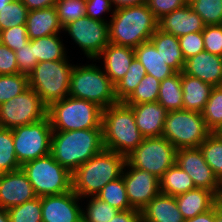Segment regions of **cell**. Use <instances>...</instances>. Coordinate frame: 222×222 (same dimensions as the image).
I'll return each mask as SVG.
<instances>
[{
    "label": "cell",
    "mask_w": 222,
    "mask_h": 222,
    "mask_svg": "<svg viewBox=\"0 0 222 222\" xmlns=\"http://www.w3.org/2000/svg\"><path fill=\"white\" fill-rule=\"evenodd\" d=\"M103 149L102 128L52 131L50 154L70 173Z\"/></svg>",
    "instance_id": "6da1fadb"
},
{
    "label": "cell",
    "mask_w": 222,
    "mask_h": 222,
    "mask_svg": "<svg viewBox=\"0 0 222 222\" xmlns=\"http://www.w3.org/2000/svg\"><path fill=\"white\" fill-rule=\"evenodd\" d=\"M109 20L110 43L133 49L150 41L158 29V20L147 4L115 9Z\"/></svg>",
    "instance_id": "7a4b0ae2"
},
{
    "label": "cell",
    "mask_w": 222,
    "mask_h": 222,
    "mask_svg": "<svg viewBox=\"0 0 222 222\" xmlns=\"http://www.w3.org/2000/svg\"><path fill=\"white\" fill-rule=\"evenodd\" d=\"M126 157L103 149L72 173V190L81 198L96 196L109 182L121 177Z\"/></svg>",
    "instance_id": "3957f363"
},
{
    "label": "cell",
    "mask_w": 222,
    "mask_h": 222,
    "mask_svg": "<svg viewBox=\"0 0 222 222\" xmlns=\"http://www.w3.org/2000/svg\"><path fill=\"white\" fill-rule=\"evenodd\" d=\"M104 149L127 157L144 140L133 109L124 102L110 105L102 113Z\"/></svg>",
    "instance_id": "277c9868"
},
{
    "label": "cell",
    "mask_w": 222,
    "mask_h": 222,
    "mask_svg": "<svg viewBox=\"0 0 222 222\" xmlns=\"http://www.w3.org/2000/svg\"><path fill=\"white\" fill-rule=\"evenodd\" d=\"M94 61L90 64H74L70 77L69 96L95 103L104 110L118 103L115 85L101 66Z\"/></svg>",
    "instance_id": "5b68a950"
},
{
    "label": "cell",
    "mask_w": 222,
    "mask_h": 222,
    "mask_svg": "<svg viewBox=\"0 0 222 222\" xmlns=\"http://www.w3.org/2000/svg\"><path fill=\"white\" fill-rule=\"evenodd\" d=\"M103 109L70 96L52 103L47 110L53 131L102 128Z\"/></svg>",
    "instance_id": "8992f818"
},
{
    "label": "cell",
    "mask_w": 222,
    "mask_h": 222,
    "mask_svg": "<svg viewBox=\"0 0 222 222\" xmlns=\"http://www.w3.org/2000/svg\"><path fill=\"white\" fill-rule=\"evenodd\" d=\"M65 60L39 62L28 76V85L49 107L69 96L70 77L74 64Z\"/></svg>",
    "instance_id": "52a82bcc"
},
{
    "label": "cell",
    "mask_w": 222,
    "mask_h": 222,
    "mask_svg": "<svg viewBox=\"0 0 222 222\" xmlns=\"http://www.w3.org/2000/svg\"><path fill=\"white\" fill-rule=\"evenodd\" d=\"M37 197L60 195L72 190V173L48 155L21 166Z\"/></svg>",
    "instance_id": "ba28073f"
},
{
    "label": "cell",
    "mask_w": 222,
    "mask_h": 222,
    "mask_svg": "<svg viewBox=\"0 0 222 222\" xmlns=\"http://www.w3.org/2000/svg\"><path fill=\"white\" fill-rule=\"evenodd\" d=\"M210 133L200 112L183 109L167 113L162 136L179 149L199 147Z\"/></svg>",
    "instance_id": "9c48e42d"
},
{
    "label": "cell",
    "mask_w": 222,
    "mask_h": 222,
    "mask_svg": "<svg viewBox=\"0 0 222 222\" xmlns=\"http://www.w3.org/2000/svg\"><path fill=\"white\" fill-rule=\"evenodd\" d=\"M175 161L176 148L163 136L144 138L126 157L130 166L148 171L158 179Z\"/></svg>",
    "instance_id": "30bf717a"
},
{
    "label": "cell",
    "mask_w": 222,
    "mask_h": 222,
    "mask_svg": "<svg viewBox=\"0 0 222 222\" xmlns=\"http://www.w3.org/2000/svg\"><path fill=\"white\" fill-rule=\"evenodd\" d=\"M52 131L48 116L39 122L12 129L15 154L21 166L50 153Z\"/></svg>",
    "instance_id": "8fae6325"
},
{
    "label": "cell",
    "mask_w": 222,
    "mask_h": 222,
    "mask_svg": "<svg viewBox=\"0 0 222 222\" xmlns=\"http://www.w3.org/2000/svg\"><path fill=\"white\" fill-rule=\"evenodd\" d=\"M48 107L30 87L0 105V127L13 129L47 117Z\"/></svg>",
    "instance_id": "7c38bea8"
},
{
    "label": "cell",
    "mask_w": 222,
    "mask_h": 222,
    "mask_svg": "<svg viewBox=\"0 0 222 222\" xmlns=\"http://www.w3.org/2000/svg\"><path fill=\"white\" fill-rule=\"evenodd\" d=\"M63 33L70 36L90 62L110 43L108 22L94 20L89 16L67 24Z\"/></svg>",
    "instance_id": "4fadbf2b"
},
{
    "label": "cell",
    "mask_w": 222,
    "mask_h": 222,
    "mask_svg": "<svg viewBox=\"0 0 222 222\" xmlns=\"http://www.w3.org/2000/svg\"><path fill=\"white\" fill-rule=\"evenodd\" d=\"M175 162L190 175L196 188L212 191L217 197L220 195L222 183L206 163L199 147L176 149Z\"/></svg>",
    "instance_id": "5bb4252c"
},
{
    "label": "cell",
    "mask_w": 222,
    "mask_h": 222,
    "mask_svg": "<svg viewBox=\"0 0 222 222\" xmlns=\"http://www.w3.org/2000/svg\"><path fill=\"white\" fill-rule=\"evenodd\" d=\"M123 177L127 199L133 209L141 211L160 193L159 179L150 172L137 169L125 162Z\"/></svg>",
    "instance_id": "9a60e30c"
},
{
    "label": "cell",
    "mask_w": 222,
    "mask_h": 222,
    "mask_svg": "<svg viewBox=\"0 0 222 222\" xmlns=\"http://www.w3.org/2000/svg\"><path fill=\"white\" fill-rule=\"evenodd\" d=\"M82 203V199L73 190L60 195L43 196L42 221L76 222L82 217Z\"/></svg>",
    "instance_id": "2e32d148"
},
{
    "label": "cell",
    "mask_w": 222,
    "mask_h": 222,
    "mask_svg": "<svg viewBox=\"0 0 222 222\" xmlns=\"http://www.w3.org/2000/svg\"><path fill=\"white\" fill-rule=\"evenodd\" d=\"M37 195L25 172L20 168L4 172L0 176V207L9 209L13 206L35 199Z\"/></svg>",
    "instance_id": "e0dca14e"
},
{
    "label": "cell",
    "mask_w": 222,
    "mask_h": 222,
    "mask_svg": "<svg viewBox=\"0 0 222 222\" xmlns=\"http://www.w3.org/2000/svg\"><path fill=\"white\" fill-rule=\"evenodd\" d=\"M183 72L213 87L222 86V56L203 51L188 58Z\"/></svg>",
    "instance_id": "ac0fdd59"
},
{
    "label": "cell",
    "mask_w": 222,
    "mask_h": 222,
    "mask_svg": "<svg viewBox=\"0 0 222 222\" xmlns=\"http://www.w3.org/2000/svg\"><path fill=\"white\" fill-rule=\"evenodd\" d=\"M204 23L201 17L187 4L158 20V29L176 37L194 32H202Z\"/></svg>",
    "instance_id": "d6986e66"
},
{
    "label": "cell",
    "mask_w": 222,
    "mask_h": 222,
    "mask_svg": "<svg viewBox=\"0 0 222 222\" xmlns=\"http://www.w3.org/2000/svg\"><path fill=\"white\" fill-rule=\"evenodd\" d=\"M134 58L133 48L109 43L94 60L99 63L103 60L100 63L102 69L115 85L125 76Z\"/></svg>",
    "instance_id": "ffe728a7"
},
{
    "label": "cell",
    "mask_w": 222,
    "mask_h": 222,
    "mask_svg": "<svg viewBox=\"0 0 222 222\" xmlns=\"http://www.w3.org/2000/svg\"><path fill=\"white\" fill-rule=\"evenodd\" d=\"M128 106L133 109L136 125L145 138L162 136L168 111L158 101Z\"/></svg>",
    "instance_id": "44dd1931"
},
{
    "label": "cell",
    "mask_w": 222,
    "mask_h": 222,
    "mask_svg": "<svg viewBox=\"0 0 222 222\" xmlns=\"http://www.w3.org/2000/svg\"><path fill=\"white\" fill-rule=\"evenodd\" d=\"M25 25L29 40L63 33L55 6L30 10Z\"/></svg>",
    "instance_id": "7402d4cb"
},
{
    "label": "cell",
    "mask_w": 222,
    "mask_h": 222,
    "mask_svg": "<svg viewBox=\"0 0 222 222\" xmlns=\"http://www.w3.org/2000/svg\"><path fill=\"white\" fill-rule=\"evenodd\" d=\"M142 222H184L175 196L157 194L142 210Z\"/></svg>",
    "instance_id": "603a6c76"
},
{
    "label": "cell",
    "mask_w": 222,
    "mask_h": 222,
    "mask_svg": "<svg viewBox=\"0 0 222 222\" xmlns=\"http://www.w3.org/2000/svg\"><path fill=\"white\" fill-rule=\"evenodd\" d=\"M183 218L190 219L207 212L218 203V197L207 189L195 188L175 196Z\"/></svg>",
    "instance_id": "cb8c5ba5"
},
{
    "label": "cell",
    "mask_w": 222,
    "mask_h": 222,
    "mask_svg": "<svg viewBox=\"0 0 222 222\" xmlns=\"http://www.w3.org/2000/svg\"><path fill=\"white\" fill-rule=\"evenodd\" d=\"M181 84L183 91V109L202 112L207 103L213 86L196 77L181 72Z\"/></svg>",
    "instance_id": "d4e9b609"
},
{
    "label": "cell",
    "mask_w": 222,
    "mask_h": 222,
    "mask_svg": "<svg viewBox=\"0 0 222 222\" xmlns=\"http://www.w3.org/2000/svg\"><path fill=\"white\" fill-rule=\"evenodd\" d=\"M150 41L154 44L166 65H169L176 72L183 71L186 60L181 51L178 37L157 29Z\"/></svg>",
    "instance_id": "484cf974"
},
{
    "label": "cell",
    "mask_w": 222,
    "mask_h": 222,
    "mask_svg": "<svg viewBox=\"0 0 222 222\" xmlns=\"http://www.w3.org/2000/svg\"><path fill=\"white\" fill-rule=\"evenodd\" d=\"M135 58L145 68L147 74L152 75L159 81L172 76L176 71L169 65H166L160 53L151 41L141 43L134 48Z\"/></svg>",
    "instance_id": "4316f807"
},
{
    "label": "cell",
    "mask_w": 222,
    "mask_h": 222,
    "mask_svg": "<svg viewBox=\"0 0 222 222\" xmlns=\"http://www.w3.org/2000/svg\"><path fill=\"white\" fill-rule=\"evenodd\" d=\"M160 192L169 196H176L195 189V185L188 173L175 162L159 179Z\"/></svg>",
    "instance_id": "83f0119b"
},
{
    "label": "cell",
    "mask_w": 222,
    "mask_h": 222,
    "mask_svg": "<svg viewBox=\"0 0 222 222\" xmlns=\"http://www.w3.org/2000/svg\"><path fill=\"white\" fill-rule=\"evenodd\" d=\"M61 34L33 39L34 57L39 62L65 60L69 55Z\"/></svg>",
    "instance_id": "f1b7e54d"
},
{
    "label": "cell",
    "mask_w": 222,
    "mask_h": 222,
    "mask_svg": "<svg viewBox=\"0 0 222 222\" xmlns=\"http://www.w3.org/2000/svg\"><path fill=\"white\" fill-rule=\"evenodd\" d=\"M157 101L169 112L183 110L181 72H176L160 82Z\"/></svg>",
    "instance_id": "f546056e"
},
{
    "label": "cell",
    "mask_w": 222,
    "mask_h": 222,
    "mask_svg": "<svg viewBox=\"0 0 222 222\" xmlns=\"http://www.w3.org/2000/svg\"><path fill=\"white\" fill-rule=\"evenodd\" d=\"M199 148L206 163L222 183V133L211 132Z\"/></svg>",
    "instance_id": "4dcf8cb0"
},
{
    "label": "cell",
    "mask_w": 222,
    "mask_h": 222,
    "mask_svg": "<svg viewBox=\"0 0 222 222\" xmlns=\"http://www.w3.org/2000/svg\"><path fill=\"white\" fill-rule=\"evenodd\" d=\"M146 74L145 68L134 58L125 76L115 84L117 101L124 102L134 92Z\"/></svg>",
    "instance_id": "1f68e13d"
},
{
    "label": "cell",
    "mask_w": 222,
    "mask_h": 222,
    "mask_svg": "<svg viewBox=\"0 0 222 222\" xmlns=\"http://www.w3.org/2000/svg\"><path fill=\"white\" fill-rule=\"evenodd\" d=\"M201 114L211 132H222V86L212 88Z\"/></svg>",
    "instance_id": "d6a6232c"
},
{
    "label": "cell",
    "mask_w": 222,
    "mask_h": 222,
    "mask_svg": "<svg viewBox=\"0 0 222 222\" xmlns=\"http://www.w3.org/2000/svg\"><path fill=\"white\" fill-rule=\"evenodd\" d=\"M82 201L85 204V207L82 206V217L87 222H109L120 211L97 196H88Z\"/></svg>",
    "instance_id": "836d02e7"
},
{
    "label": "cell",
    "mask_w": 222,
    "mask_h": 222,
    "mask_svg": "<svg viewBox=\"0 0 222 222\" xmlns=\"http://www.w3.org/2000/svg\"><path fill=\"white\" fill-rule=\"evenodd\" d=\"M96 196L120 211L133 209L127 199L122 176L115 181L107 183Z\"/></svg>",
    "instance_id": "e575fe53"
},
{
    "label": "cell",
    "mask_w": 222,
    "mask_h": 222,
    "mask_svg": "<svg viewBox=\"0 0 222 222\" xmlns=\"http://www.w3.org/2000/svg\"><path fill=\"white\" fill-rule=\"evenodd\" d=\"M160 82L152 75L146 76L138 84L134 92L124 101L126 105L157 102Z\"/></svg>",
    "instance_id": "d590c367"
},
{
    "label": "cell",
    "mask_w": 222,
    "mask_h": 222,
    "mask_svg": "<svg viewBox=\"0 0 222 222\" xmlns=\"http://www.w3.org/2000/svg\"><path fill=\"white\" fill-rule=\"evenodd\" d=\"M20 168L15 154L12 129L0 127V170L4 173Z\"/></svg>",
    "instance_id": "8d00e7d4"
},
{
    "label": "cell",
    "mask_w": 222,
    "mask_h": 222,
    "mask_svg": "<svg viewBox=\"0 0 222 222\" xmlns=\"http://www.w3.org/2000/svg\"><path fill=\"white\" fill-rule=\"evenodd\" d=\"M188 4L205 26L222 24V0H189Z\"/></svg>",
    "instance_id": "74e56055"
},
{
    "label": "cell",
    "mask_w": 222,
    "mask_h": 222,
    "mask_svg": "<svg viewBox=\"0 0 222 222\" xmlns=\"http://www.w3.org/2000/svg\"><path fill=\"white\" fill-rule=\"evenodd\" d=\"M10 222H43L41 197L7 209Z\"/></svg>",
    "instance_id": "f35d334b"
},
{
    "label": "cell",
    "mask_w": 222,
    "mask_h": 222,
    "mask_svg": "<svg viewBox=\"0 0 222 222\" xmlns=\"http://www.w3.org/2000/svg\"><path fill=\"white\" fill-rule=\"evenodd\" d=\"M29 10L22 0H12L0 10V31L18 25H25Z\"/></svg>",
    "instance_id": "ab89813d"
},
{
    "label": "cell",
    "mask_w": 222,
    "mask_h": 222,
    "mask_svg": "<svg viewBox=\"0 0 222 222\" xmlns=\"http://www.w3.org/2000/svg\"><path fill=\"white\" fill-rule=\"evenodd\" d=\"M28 87L27 75H0V105L21 94Z\"/></svg>",
    "instance_id": "60d3db41"
},
{
    "label": "cell",
    "mask_w": 222,
    "mask_h": 222,
    "mask_svg": "<svg viewBox=\"0 0 222 222\" xmlns=\"http://www.w3.org/2000/svg\"><path fill=\"white\" fill-rule=\"evenodd\" d=\"M55 8L63 28L86 16V0H57Z\"/></svg>",
    "instance_id": "b9f144b4"
},
{
    "label": "cell",
    "mask_w": 222,
    "mask_h": 222,
    "mask_svg": "<svg viewBox=\"0 0 222 222\" xmlns=\"http://www.w3.org/2000/svg\"><path fill=\"white\" fill-rule=\"evenodd\" d=\"M29 41L26 25H18L0 31V43L14 52L26 46Z\"/></svg>",
    "instance_id": "7bdbcfd3"
},
{
    "label": "cell",
    "mask_w": 222,
    "mask_h": 222,
    "mask_svg": "<svg viewBox=\"0 0 222 222\" xmlns=\"http://www.w3.org/2000/svg\"><path fill=\"white\" fill-rule=\"evenodd\" d=\"M202 36L205 51L222 56V24L205 26Z\"/></svg>",
    "instance_id": "ee69618b"
},
{
    "label": "cell",
    "mask_w": 222,
    "mask_h": 222,
    "mask_svg": "<svg viewBox=\"0 0 222 222\" xmlns=\"http://www.w3.org/2000/svg\"><path fill=\"white\" fill-rule=\"evenodd\" d=\"M18 64V73L29 76L34 67L38 64V60L34 57L33 40H30L26 46L15 51Z\"/></svg>",
    "instance_id": "f6af8a7d"
},
{
    "label": "cell",
    "mask_w": 222,
    "mask_h": 222,
    "mask_svg": "<svg viewBox=\"0 0 222 222\" xmlns=\"http://www.w3.org/2000/svg\"><path fill=\"white\" fill-rule=\"evenodd\" d=\"M185 60L205 51L202 32H194L178 38Z\"/></svg>",
    "instance_id": "bcb514c9"
},
{
    "label": "cell",
    "mask_w": 222,
    "mask_h": 222,
    "mask_svg": "<svg viewBox=\"0 0 222 222\" xmlns=\"http://www.w3.org/2000/svg\"><path fill=\"white\" fill-rule=\"evenodd\" d=\"M114 11L111 0H86V16L94 20L109 22L105 15L109 13L112 16Z\"/></svg>",
    "instance_id": "7dc6e473"
},
{
    "label": "cell",
    "mask_w": 222,
    "mask_h": 222,
    "mask_svg": "<svg viewBox=\"0 0 222 222\" xmlns=\"http://www.w3.org/2000/svg\"><path fill=\"white\" fill-rule=\"evenodd\" d=\"M189 0H148L147 7L152 11L154 17L159 20L164 15L170 14L188 4Z\"/></svg>",
    "instance_id": "c3c4849f"
},
{
    "label": "cell",
    "mask_w": 222,
    "mask_h": 222,
    "mask_svg": "<svg viewBox=\"0 0 222 222\" xmlns=\"http://www.w3.org/2000/svg\"><path fill=\"white\" fill-rule=\"evenodd\" d=\"M18 73L16 54L9 47L0 43V75Z\"/></svg>",
    "instance_id": "681fc988"
},
{
    "label": "cell",
    "mask_w": 222,
    "mask_h": 222,
    "mask_svg": "<svg viewBox=\"0 0 222 222\" xmlns=\"http://www.w3.org/2000/svg\"><path fill=\"white\" fill-rule=\"evenodd\" d=\"M109 222H142L141 211L137 209L119 211Z\"/></svg>",
    "instance_id": "f907efd6"
},
{
    "label": "cell",
    "mask_w": 222,
    "mask_h": 222,
    "mask_svg": "<svg viewBox=\"0 0 222 222\" xmlns=\"http://www.w3.org/2000/svg\"><path fill=\"white\" fill-rule=\"evenodd\" d=\"M22 2L30 11L55 6L57 0H22Z\"/></svg>",
    "instance_id": "816d5d0a"
},
{
    "label": "cell",
    "mask_w": 222,
    "mask_h": 222,
    "mask_svg": "<svg viewBox=\"0 0 222 222\" xmlns=\"http://www.w3.org/2000/svg\"><path fill=\"white\" fill-rule=\"evenodd\" d=\"M184 222H215V206L205 213L186 219Z\"/></svg>",
    "instance_id": "f5cc1de1"
},
{
    "label": "cell",
    "mask_w": 222,
    "mask_h": 222,
    "mask_svg": "<svg viewBox=\"0 0 222 222\" xmlns=\"http://www.w3.org/2000/svg\"><path fill=\"white\" fill-rule=\"evenodd\" d=\"M114 9L146 4L148 0H111Z\"/></svg>",
    "instance_id": "db71d44e"
},
{
    "label": "cell",
    "mask_w": 222,
    "mask_h": 222,
    "mask_svg": "<svg viewBox=\"0 0 222 222\" xmlns=\"http://www.w3.org/2000/svg\"><path fill=\"white\" fill-rule=\"evenodd\" d=\"M215 222H222V206L219 203L215 205Z\"/></svg>",
    "instance_id": "11a10c76"
},
{
    "label": "cell",
    "mask_w": 222,
    "mask_h": 222,
    "mask_svg": "<svg viewBox=\"0 0 222 222\" xmlns=\"http://www.w3.org/2000/svg\"><path fill=\"white\" fill-rule=\"evenodd\" d=\"M0 222H10L7 209L0 207Z\"/></svg>",
    "instance_id": "9f6ffc18"
},
{
    "label": "cell",
    "mask_w": 222,
    "mask_h": 222,
    "mask_svg": "<svg viewBox=\"0 0 222 222\" xmlns=\"http://www.w3.org/2000/svg\"><path fill=\"white\" fill-rule=\"evenodd\" d=\"M12 0H0V10L3 9L7 3L11 2Z\"/></svg>",
    "instance_id": "6f0895ef"
},
{
    "label": "cell",
    "mask_w": 222,
    "mask_h": 222,
    "mask_svg": "<svg viewBox=\"0 0 222 222\" xmlns=\"http://www.w3.org/2000/svg\"><path fill=\"white\" fill-rule=\"evenodd\" d=\"M218 203L222 206V189L220 195L218 196Z\"/></svg>",
    "instance_id": "680465c9"
},
{
    "label": "cell",
    "mask_w": 222,
    "mask_h": 222,
    "mask_svg": "<svg viewBox=\"0 0 222 222\" xmlns=\"http://www.w3.org/2000/svg\"><path fill=\"white\" fill-rule=\"evenodd\" d=\"M76 222H87L83 217H81L79 220H77Z\"/></svg>",
    "instance_id": "91938a15"
}]
</instances>
